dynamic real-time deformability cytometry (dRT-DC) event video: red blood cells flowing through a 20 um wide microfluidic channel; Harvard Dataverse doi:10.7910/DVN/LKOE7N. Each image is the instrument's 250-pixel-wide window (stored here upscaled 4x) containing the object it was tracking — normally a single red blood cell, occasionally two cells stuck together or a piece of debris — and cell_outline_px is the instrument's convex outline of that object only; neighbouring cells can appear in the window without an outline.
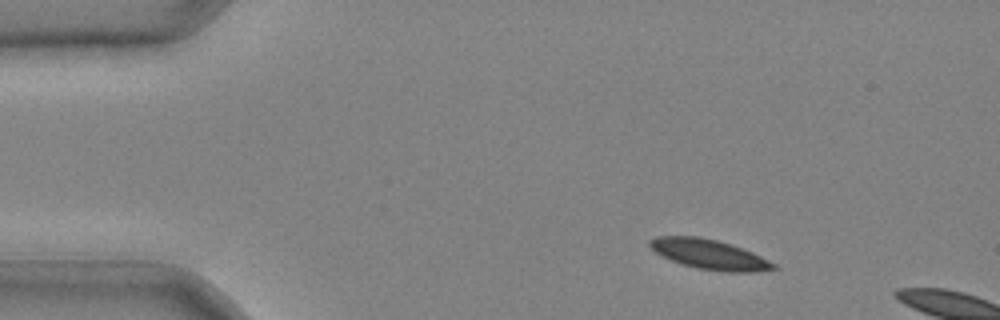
{"species": "common noctule bat (a hibernating species)", "species_latin": "Nyctalus noctula", "temperature_condition": "cold", "stored_images_in_passage": 4, "camera_frame_rate_fps": 3000, "um_per_image_px": 0.085, "animal": {"sex": "male", "body_mass_g": 20.4}, "frame": {"image": 1, "passage_image": 1, "time_ms": 0.0, "image_size_px": [1000, 320], "cell_outline_px": [[780, 268], [756, 272], [728, 272], [696, 268], [680, 264], [656, 252], [648, 244], [648, 240], [656, 236], [696, 236], [716, 240], [752, 252], [776, 264]], "centroid_in_image_um": [60.3, 21.63], "position_along_channel_um": 24.7, "area_um2": 21.33}}